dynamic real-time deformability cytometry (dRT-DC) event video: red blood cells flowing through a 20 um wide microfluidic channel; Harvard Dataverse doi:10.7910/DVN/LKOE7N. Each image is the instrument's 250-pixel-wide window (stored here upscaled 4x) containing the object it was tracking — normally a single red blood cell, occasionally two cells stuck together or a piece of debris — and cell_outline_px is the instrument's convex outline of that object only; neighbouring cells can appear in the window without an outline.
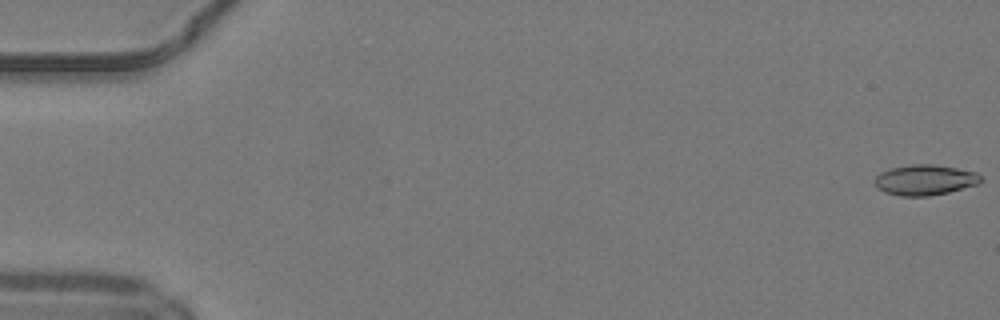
{"species": "common noctule bat (a hibernating species)", "species_latin": "Nyctalus noctula", "temperature_condition": "warm", "stored_images_in_passage": 50, "camera_frame_rate_fps": 3000, "um_per_image_px": 0.085, "animal": {"sex": "male", "body_mass_g": 19.2, "forearm_length_mm": 51.8}, "frame": {"image": 1, "passage_image": 1, "time_ms": 0.0, "image_size_px": [1000, 320], "cell_outline_px": [[984, 180], [976, 184], [948, 192], [928, 196], [900, 196], [884, 192], [876, 188], [872, 180], [880, 172], [888, 168], [912, 164], [932, 164], [956, 168], [976, 172]], "centroid_in_image_um": [78.55, 15.29], "position_along_channel_um": 6.5, "area_um2": 18.96}}
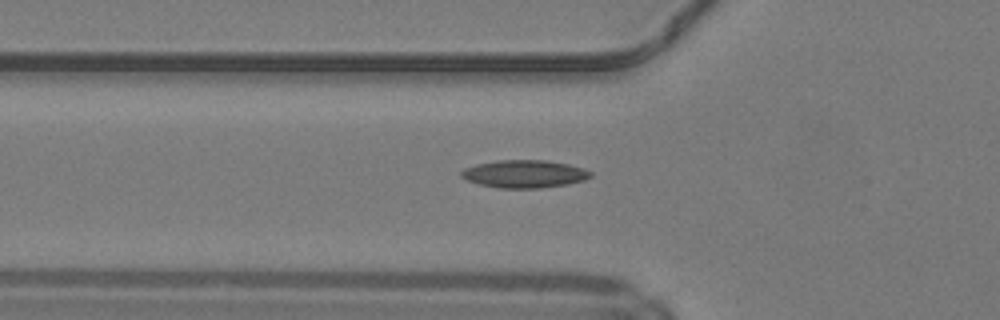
{"frame": {"image": 2, "passage_image": 18, "time_ms": 5.667, "image_size_px": [1000, 320], "cell_outline_px": [[592, 176], [584, 180], [564, 184], [540, 188], [500, 188], [480, 184], [468, 180], [460, 176], [460, 172], [464, 168], [476, 164], [500, 160], [544, 160], [568, 164], [584, 168], [592, 172]], "centroid_in_image_um": [44.57, 14.77], "position_along_channel_um": 81.2, "area_um2": 20.75}}
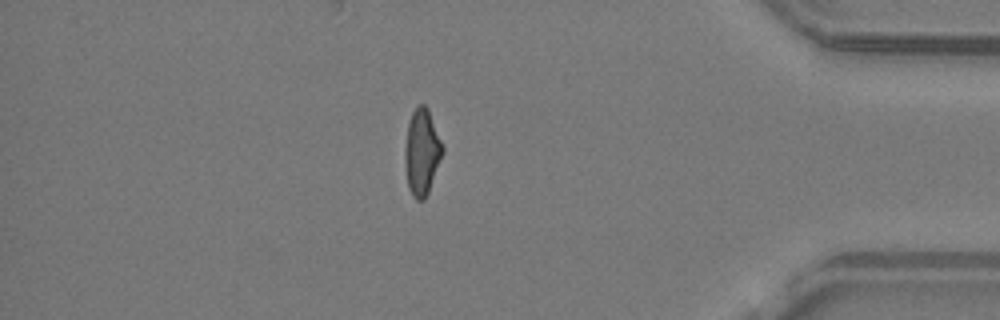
{"frame": {"image": 3, "passage_image": 43, "time_ms": 14.0, "image_size_px": [1000, 320], "cell_outline_px": [[444, 152], [428, 192], [424, 200], [416, 200], [412, 196], [408, 188], [404, 164], [404, 148], [408, 124], [412, 112], [420, 104], [424, 104], [428, 108], [444, 148]], "centroid_in_image_um": [35.85, 12.95], "position_along_channel_um": 399.4, "area_um2": 19.02}, "authors_computed_cell_mechanics": {"area_um2": 19.0162, "velocity_mm_per_s": 4.2401, "shape_relaxation_time_tau1_ms": null, "shape_relaxation_time_tau2_ms": 3.1075, "deformation_change_tau1": null, "deformation_change_tau2": 0.1047}}